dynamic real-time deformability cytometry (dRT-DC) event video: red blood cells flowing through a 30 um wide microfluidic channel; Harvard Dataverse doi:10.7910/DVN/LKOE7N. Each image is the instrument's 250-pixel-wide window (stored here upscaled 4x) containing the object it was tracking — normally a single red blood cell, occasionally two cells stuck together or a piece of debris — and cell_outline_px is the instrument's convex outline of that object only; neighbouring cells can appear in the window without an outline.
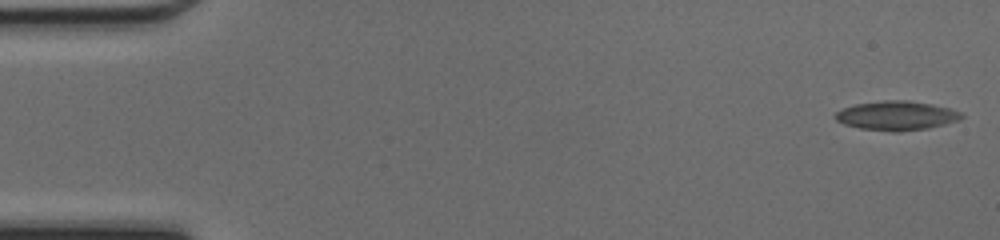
{"species": "common noctule bat (a hibernating species)", "species_latin": "Nyctalus noctula", "temperature_condition": "cold", "stored_images_in_passage": 48, "camera_frame_rate_fps": 3000, "um_per_image_px": 0.085, "animal": {"sex": "female", "body_mass_g": 17.0, "forearm_length_mm": 48.0}, "frame": {"image": 1, "passage_image": 1, "time_ms": 0.0, "image_size_px": [1000, 240], "cell_outline_px": [[964, 116], [960, 120], [928, 128], [900, 132], [892, 132], [860, 128], [844, 124], [836, 120], [836, 112], [844, 108], [856, 104], [884, 100], [908, 100], [948, 108], [960, 112]], "centroid_in_image_um": [76.2, 9.84], "position_along_channel_um": 8.8, "area_um2": 21.27}}
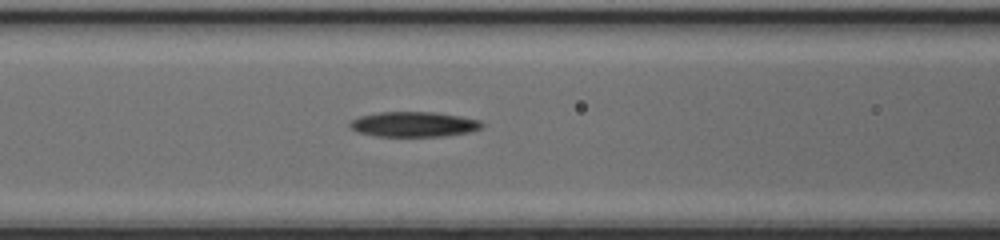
{"frame": {"image": 2, "passage_image": 20, "time_ms": 6.333, "image_size_px": [1000, 240], "cell_outline_px": [[484, 124], [480, 128], [468, 132], [444, 136], [376, 136], [360, 132], [352, 128], [348, 124], [352, 120], [360, 116], [380, 112], [436, 112], [460, 116], [480, 120]], "centroid_in_image_um": [35.19, 10.56], "position_along_channel_um": 131.4, "area_um2": 19.13}}
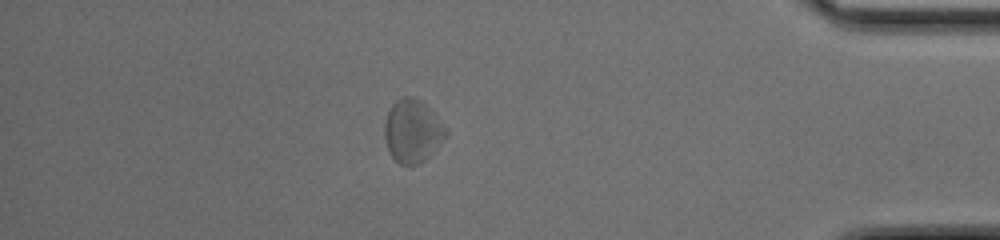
{"frame": {"image": 3, "passage_image": 42, "time_ms": 13.667, "image_size_px": [1000, 240], "cell_outline_px": [[448, 132], [432, 152], [420, 164], [408, 168], [400, 164], [392, 156], [388, 148], [384, 136], [384, 124], [388, 112], [392, 104], [400, 96], [412, 96], [420, 100], [448, 128]], "centroid_in_image_um": [35.04, 11.15], "position_along_channel_um": 400.2, "area_um2": 22.48}}